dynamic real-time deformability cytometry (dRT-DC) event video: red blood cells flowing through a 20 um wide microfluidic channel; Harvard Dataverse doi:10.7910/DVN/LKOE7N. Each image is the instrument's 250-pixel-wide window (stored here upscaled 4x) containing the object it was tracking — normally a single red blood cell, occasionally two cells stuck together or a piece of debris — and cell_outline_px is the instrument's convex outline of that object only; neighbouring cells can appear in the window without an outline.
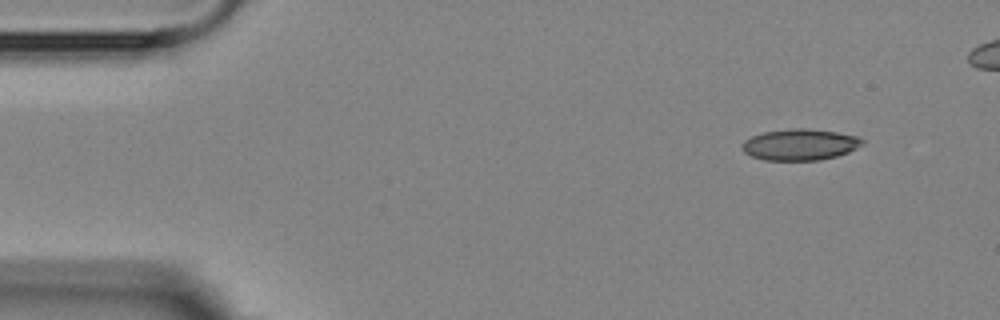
{"species": "Egyptian fruit bat (a non-hibernating species)", "species_latin": "Rousettus aegyptiacus", "temperature_condition": "room temperature", "stored_images_in_passage": 4, "camera_frame_rate_fps": 3000, "um_per_image_px": 0.085, "animal": {"sex": "female"}, "frame": {"image": 1, "passage_image": 1, "time_ms": 0.0, "image_size_px": [1000, 320], "cell_outline_px": [[864, 144], [848, 152], [836, 156], [820, 160], [764, 160], [752, 156], [744, 152], [740, 144], [744, 140], [752, 136], [764, 132], [788, 128], [808, 128], [836, 132], [860, 136], [864, 140]], "centroid_in_image_um": [68.0, 12.28], "position_along_channel_um": 17.0, "area_um2": 22.08}}